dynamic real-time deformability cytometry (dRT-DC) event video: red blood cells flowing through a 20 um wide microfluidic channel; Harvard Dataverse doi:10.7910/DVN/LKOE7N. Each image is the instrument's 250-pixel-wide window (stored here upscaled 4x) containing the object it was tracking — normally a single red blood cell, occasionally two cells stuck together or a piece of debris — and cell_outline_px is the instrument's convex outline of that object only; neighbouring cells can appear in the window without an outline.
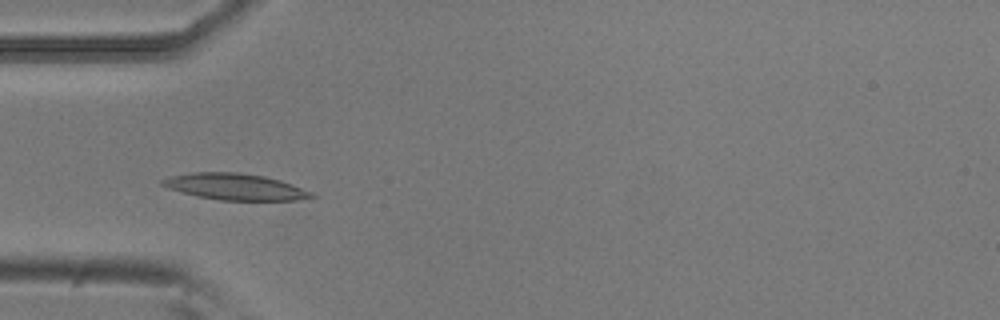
{"species": "common noctule bat (a hibernating species)", "species_latin": "Nyctalus noctula", "temperature_condition": "room temperature", "stored_images_in_passage": 40, "camera_frame_rate_fps": 3000, "um_per_image_px": 0.085, "animal": {"sex": "male", "body_mass_g": 20.5, "forearm_length_mm": 52.5}, "frame": {"image": 1, "passage_image": 12, "time_ms": 3.667, "image_size_px": [1000, 320], "cell_outline_px": [[316, 196], [296, 200], [220, 200], [196, 196], [168, 188], [160, 184], [160, 180], [168, 176], [192, 172], [240, 172], [264, 176], [280, 180], [292, 184], [312, 192]], "centroid_in_image_um": [19.94, 15.86], "position_along_channel_um": 65.1, "area_um2": 22.95}}
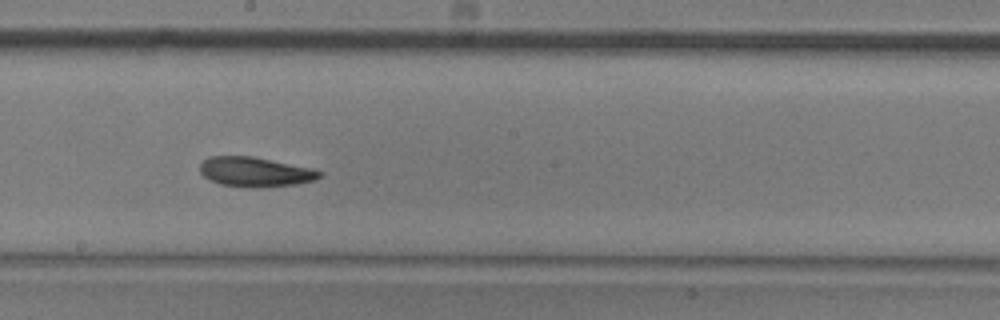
{"frame": {"image": 2, "passage_image": 25, "time_ms": 8.0, "image_size_px": [1000, 320], "cell_outline_px": [[324, 172], [316, 180], [296, 184], [260, 188], [256, 188], [220, 184], [208, 180], [200, 172], [200, 164], [208, 156], [252, 156], [316, 168]], "centroid_in_image_um": [21.73, 14.61], "position_along_channel_um": 226.5, "area_um2": 21.04}}
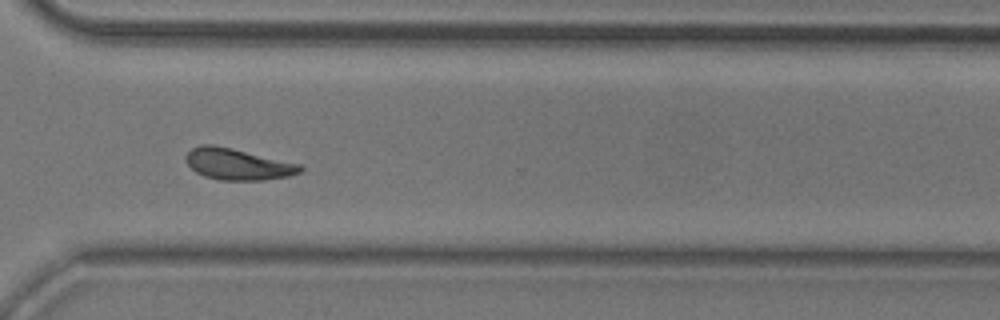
{"frame": {"image": 3, "passage_image": 35, "time_ms": 11.333, "image_size_px": [1000, 320], "cell_outline_px": [[304, 168], [300, 172], [288, 176], [264, 180], [220, 180], [204, 176], [196, 172], [184, 160], [184, 156], [192, 148], [200, 144], [212, 144], [232, 148], [300, 164]], "centroid_in_image_um": [20.17, 13.95], "position_along_channel_um": 350.4, "area_um2": 20.87}, "authors_computed_cell_mechanics": {"area_um2": 20.9236, "velocity_mm_per_s": 3.7243, "shape_relaxation_time_tau1_ms": 4.5678, "shape_relaxation_time_tau2_ms": 4.0491, "deformation_change_tau1": 0.1489, "deformation_change_tau2": 0.1126}}